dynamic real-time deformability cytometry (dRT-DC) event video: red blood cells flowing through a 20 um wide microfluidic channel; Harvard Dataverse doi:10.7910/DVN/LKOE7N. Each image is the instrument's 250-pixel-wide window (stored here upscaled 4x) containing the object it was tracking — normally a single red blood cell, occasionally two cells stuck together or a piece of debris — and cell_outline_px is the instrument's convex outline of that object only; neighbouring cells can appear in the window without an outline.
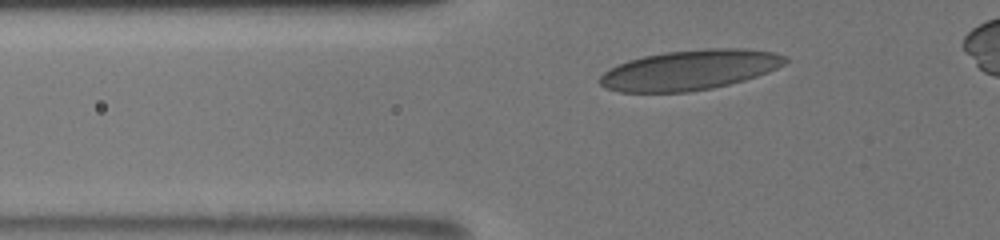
{"species": "human", "species_latin": "Homo sapiens", "temperature_condition": "room temperature", "stored_images_in_passage": 32, "camera_frame_rate_fps": 3000, "um_per_image_px": 0.085, "donor": {"sex": "male"}, "frame": {"image": 1, "passage_image": 6, "time_ms": 1.667, "image_size_px": [1000, 240], "cell_outline_px": [[788, 60], [784, 64], [768, 72], [744, 80], [712, 88], [688, 92], [620, 92], [604, 88], [596, 80], [608, 68], [628, 60], [644, 56], [664, 52], [708, 48], [744, 48], [776, 52], [788, 56]], "centroid_in_image_um": [58.61, 5.94], "position_along_channel_um": 67.2, "area_um2": 43.52}}
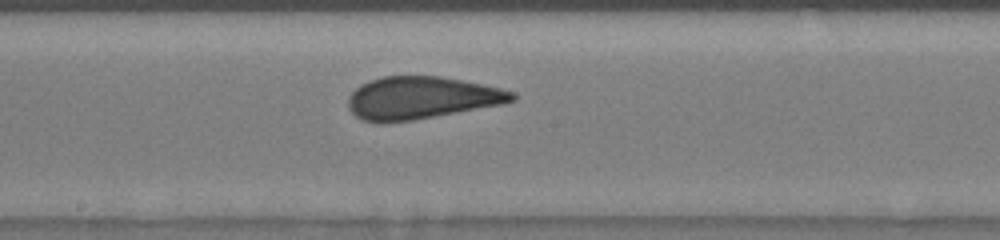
{"frame": {"image": 2, "passage_image": 16, "time_ms": 5.667, "image_size_px": [1000, 240], "cell_outline_px": [[516, 100], [500, 104], [412, 120], [380, 124], [360, 120], [348, 108], [348, 96], [360, 84], [368, 80], [384, 76], [440, 76], [500, 88], [512, 92], [516, 96]], "centroid_in_image_um": [35.72, 8.32], "position_along_channel_um": 212.5, "area_um2": 40.34}}
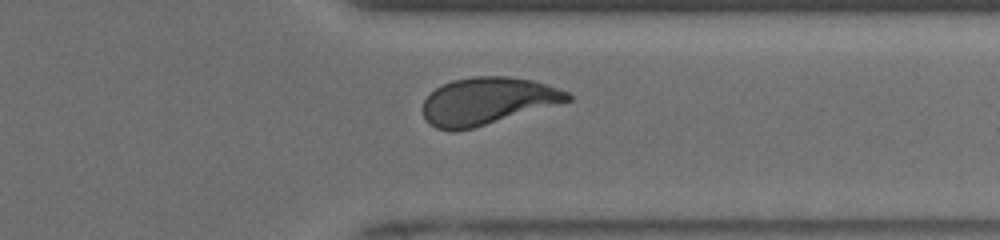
{"frame": {"image": 3, "passage_image": 27, "time_ms": 9.667, "image_size_px": [1000, 240], "cell_outline_px": [[572, 100], [472, 128], [456, 132], [452, 132], [436, 128], [428, 124], [424, 116], [424, 100], [436, 88], [452, 80], [472, 76], [508, 76], [532, 80], [568, 92], [572, 96]], "centroid_in_image_um": [41.4, 8.59], "position_along_channel_um": 370.0, "area_um2": 39.48}, "authors_computed_cell_mechanics": {"area_um2": 40.6623, "velocity_mm_per_s": 3.943, "shape_relaxation_time_tau1_ms": 7.3099, "shape_relaxation_time_tau2_ms": 0.5642, "deformation_change_tau1": 0.206, "deformation_change_tau2": 0.0731}}